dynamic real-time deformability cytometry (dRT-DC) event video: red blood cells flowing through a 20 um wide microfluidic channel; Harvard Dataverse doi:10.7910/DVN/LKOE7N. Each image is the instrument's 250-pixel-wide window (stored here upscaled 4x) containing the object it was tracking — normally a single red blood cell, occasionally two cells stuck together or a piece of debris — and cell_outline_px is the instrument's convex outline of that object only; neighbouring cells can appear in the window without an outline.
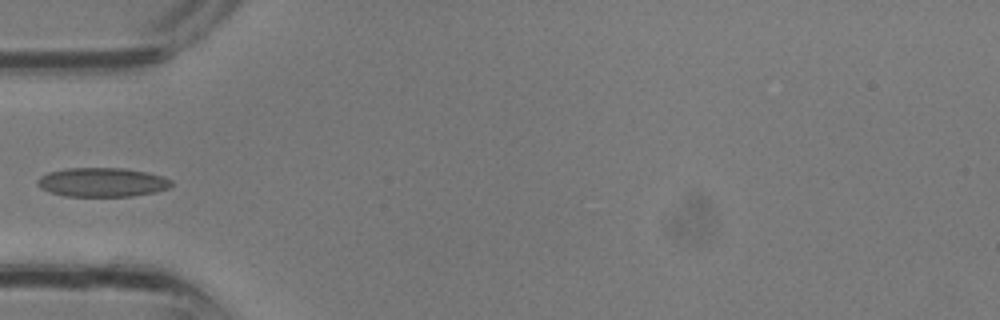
{"species": "common noctule bat (a hibernating species)", "species_latin": "Nyctalus noctula", "temperature_condition": "room temperature", "stored_images_in_passage": 2, "camera_frame_rate_fps": 3000, "um_per_image_px": 0.085, "animal": {"sex": "male", "body_mass_g": 13.3}, "frame": {"image": 1, "passage_image": 2, "time_ms": 0.333, "image_size_px": [1000, 320], "cell_outline_px": [[172, 184], [168, 188], [156, 192], [132, 196], [64, 196], [40, 188], [36, 184], [36, 180], [40, 176], [48, 172], [68, 168], [124, 168], [148, 172], [172, 180]], "centroid_in_image_um": [8.67, 15.49], "position_along_channel_um": 76.3, "area_um2": 22.72}}